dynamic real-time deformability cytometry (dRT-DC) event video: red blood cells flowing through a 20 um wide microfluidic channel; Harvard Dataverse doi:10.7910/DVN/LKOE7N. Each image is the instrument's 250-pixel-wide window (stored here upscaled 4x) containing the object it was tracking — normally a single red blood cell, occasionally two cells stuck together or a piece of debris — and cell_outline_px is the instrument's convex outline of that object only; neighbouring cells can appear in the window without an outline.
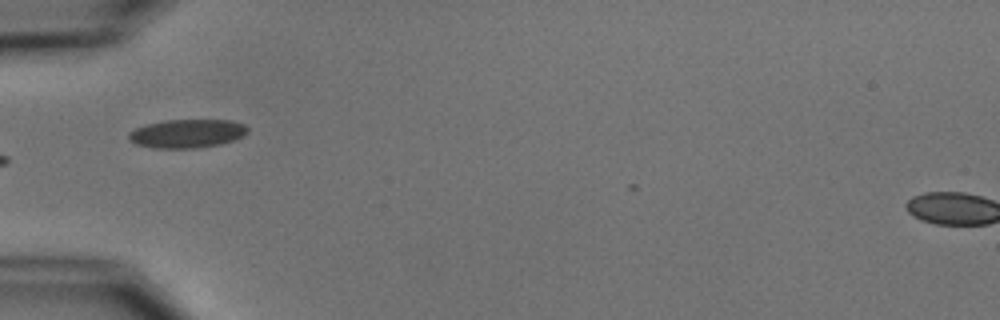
{"species": "common noctule bat (a hibernating species)", "species_latin": "Nyctalus noctula", "temperature_condition": "cold", "stored_images_in_passage": 6, "camera_frame_rate_fps": 3000, "um_per_image_px": 0.085, "animal": {"sex": "male", "body_mass_g": 15.6}, "frame": {"image": 1, "passage_image": 4, "time_ms": 3.667, "image_size_px": [1000, 320], "cell_outline_px": [[248, 132], [244, 136], [220, 144], [196, 148], [152, 148], [136, 144], [128, 140], [128, 132], [144, 124], [164, 120], [232, 120], [244, 124], [248, 128]], "centroid_in_image_um": [15.88, 11.34], "position_along_channel_um": 69.1, "area_um2": 20.0}}
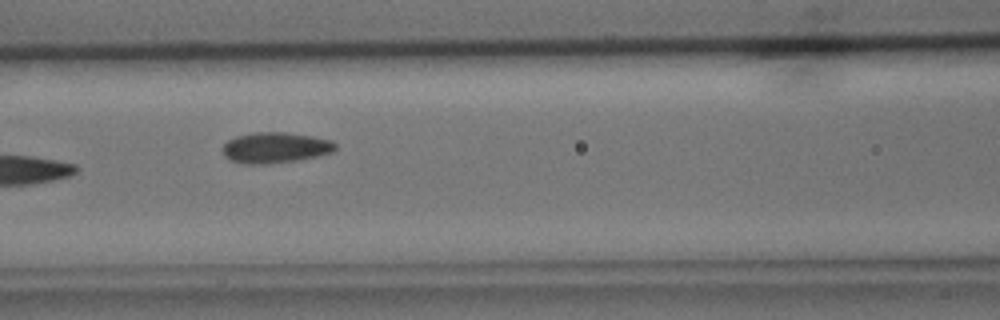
{"frame": {"image": 2, "passage_image": 6, "time_ms": 5.667, "image_size_px": [1000, 320], "cell_outline_px": [[336, 148], [332, 152], [320, 156], [296, 160], [268, 164], [244, 164], [228, 160], [224, 156], [224, 144], [228, 140], [236, 136], [252, 132], [284, 132], [312, 136], [332, 140], [336, 144]], "centroid_in_image_um": [23.4, 12.55], "position_along_channel_um": 143.2, "area_um2": 20.35}}